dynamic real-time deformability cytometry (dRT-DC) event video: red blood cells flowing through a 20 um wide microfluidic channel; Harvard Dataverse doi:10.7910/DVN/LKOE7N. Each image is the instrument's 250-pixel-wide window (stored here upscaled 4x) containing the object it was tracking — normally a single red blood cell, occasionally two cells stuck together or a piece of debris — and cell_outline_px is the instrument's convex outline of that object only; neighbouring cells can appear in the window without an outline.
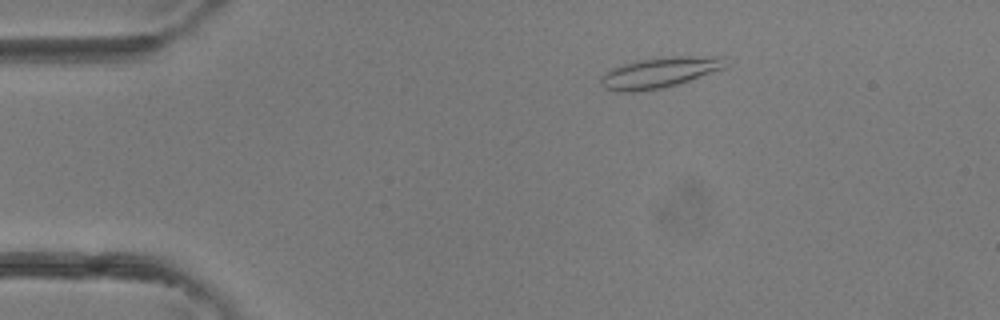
{"species": "common noctule bat (a hibernating species)", "species_latin": "Nyctalus noctula", "temperature_condition": "room temperature", "stored_images_in_passage": 3, "camera_frame_rate_fps": 3000, "um_per_image_px": 0.085, "animal": {"sex": "female"}, "frame": {"image": 1, "passage_image": 2, "time_ms": 0.333, "image_size_px": [1000, 320], "cell_outline_px": [[728, 64], [724, 68], [676, 84], [660, 88], [632, 92], [620, 92], [604, 88], [600, 84], [600, 76], [608, 68], [640, 60], [672, 56], [724, 56]], "centroid_in_image_um": [56.02, 6.15], "position_along_channel_um": 29.0, "area_um2": 22.14}}